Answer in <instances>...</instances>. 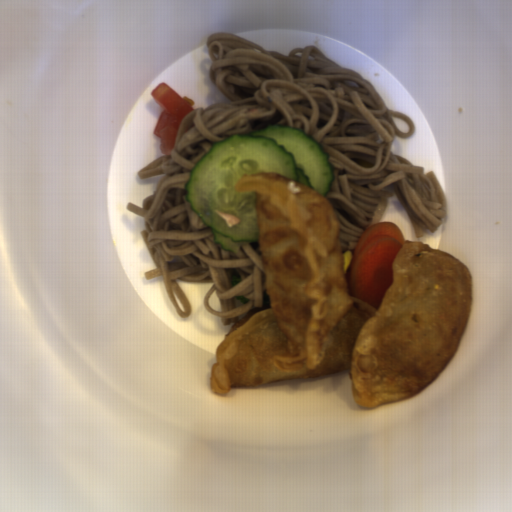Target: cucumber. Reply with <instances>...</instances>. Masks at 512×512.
I'll return each instance as SVG.
<instances>
[{
  "instance_id": "8b760119",
  "label": "cucumber",
  "mask_w": 512,
  "mask_h": 512,
  "mask_svg": "<svg viewBox=\"0 0 512 512\" xmlns=\"http://www.w3.org/2000/svg\"><path fill=\"white\" fill-rule=\"evenodd\" d=\"M247 173H280L325 197L332 180L321 146L295 128L269 126L213 145L192 168L184 198L211 229L213 244L228 253L260 240L256 191L233 189Z\"/></svg>"
},
{
  "instance_id": "586b57bf",
  "label": "cucumber",
  "mask_w": 512,
  "mask_h": 512,
  "mask_svg": "<svg viewBox=\"0 0 512 512\" xmlns=\"http://www.w3.org/2000/svg\"><path fill=\"white\" fill-rule=\"evenodd\" d=\"M224 271L228 274V276L230 278L231 286L234 287L241 282V277L235 269L231 268V269H227Z\"/></svg>"
},
{
  "instance_id": "888e309b",
  "label": "cucumber",
  "mask_w": 512,
  "mask_h": 512,
  "mask_svg": "<svg viewBox=\"0 0 512 512\" xmlns=\"http://www.w3.org/2000/svg\"><path fill=\"white\" fill-rule=\"evenodd\" d=\"M232 299L238 300L243 305H246L250 301V299L247 296H236V297H234Z\"/></svg>"
}]
</instances>
